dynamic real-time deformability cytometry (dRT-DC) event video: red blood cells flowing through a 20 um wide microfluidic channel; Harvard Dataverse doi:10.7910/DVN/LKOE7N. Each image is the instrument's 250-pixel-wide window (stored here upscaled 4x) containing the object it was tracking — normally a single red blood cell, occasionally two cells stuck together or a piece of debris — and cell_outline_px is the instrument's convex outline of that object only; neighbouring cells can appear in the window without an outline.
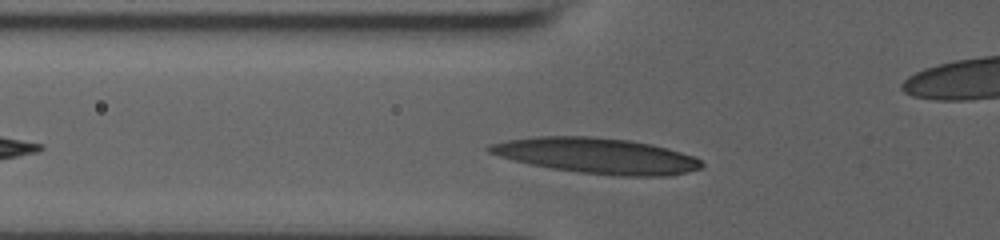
{"species": "human", "species_latin": "Homo sapiens", "temperature_condition": "room temperature", "stored_images_in_passage": 30, "camera_frame_rate_fps": 3000, "um_per_image_px": 0.085, "donor": {"sex": "male"}, "frame": {"image": 1, "passage_image": 4, "time_ms": 1.0, "image_size_px": [1000, 240], "cell_outline_px": [[704, 164], [700, 168], [688, 172], [668, 176], [620, 176], [580, 172], [552, 168], [512, 160], [488, 152], [484, 148], [488, 144], [508, 140], [536, 136], [588, 136], [628, 140], [652, 144], [668, 148], [692, 156], [700, 160]], "centroid_in_image_um": [50.71, 13.23], "position_along_channel_um": 75.1, "area_um2": 43.87}}
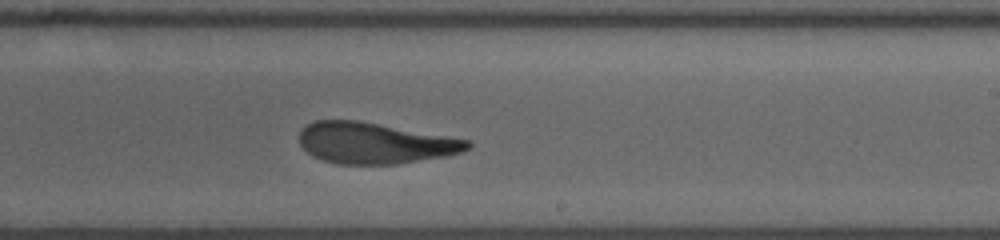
{"frame": {"image": 2, "passage_image": 18, "time_ms": 5.667, "image_size_px": [1000, 240], "cell_outline_px": [[472, 144], [464, 152], [448, 156], [396, 164], [340, 164], [324, 160], [312, 156], [300, 144], [300, 128], [316, 120], [356, 120], [472, 140]], "centroid_in_image_um": [31.89, 12.16], "position_along_channel_um": 257.1, "area_um2": 40.29}}
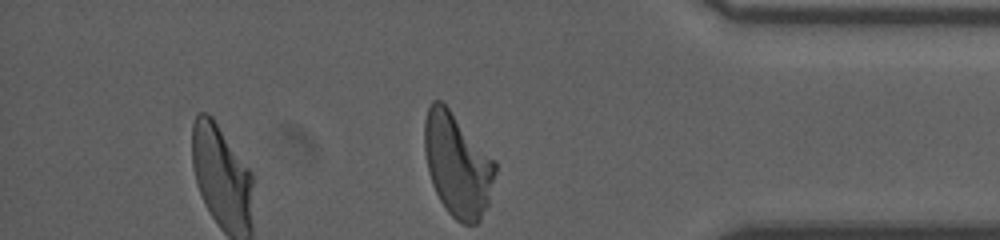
{"frame": {"image": 3, "passage_image": 30, "time_ms": 9.667, "image_size_px": [1000, 240], "cell_outline_px": [[496, 172], [488, 204], [480, 220], [476, 224], [464, 224], [456, 220], [448, 212], [440, 200], [432, 184], [428, 172], [424, 152], [424, 120], [428, 108], [432, 100], [440, 100], [448, 108], [496, 160]], "centroid_in_image_um": [38.88, 14.02], "position_along_channel_um": 396.3, "area_um2": 42.54}, "authors_computed_cell_mechanics": {"area_um2": 41.1247, "velocity_mm_per_s": 3.9161, "shape_relaxation_time_tau1_ms": 5.2426, "shape_relaxation_time_tau2_ms": 1.5939, "deformation_change_tau1": 0.2198, "deformation_change_tau2": 0.106}}